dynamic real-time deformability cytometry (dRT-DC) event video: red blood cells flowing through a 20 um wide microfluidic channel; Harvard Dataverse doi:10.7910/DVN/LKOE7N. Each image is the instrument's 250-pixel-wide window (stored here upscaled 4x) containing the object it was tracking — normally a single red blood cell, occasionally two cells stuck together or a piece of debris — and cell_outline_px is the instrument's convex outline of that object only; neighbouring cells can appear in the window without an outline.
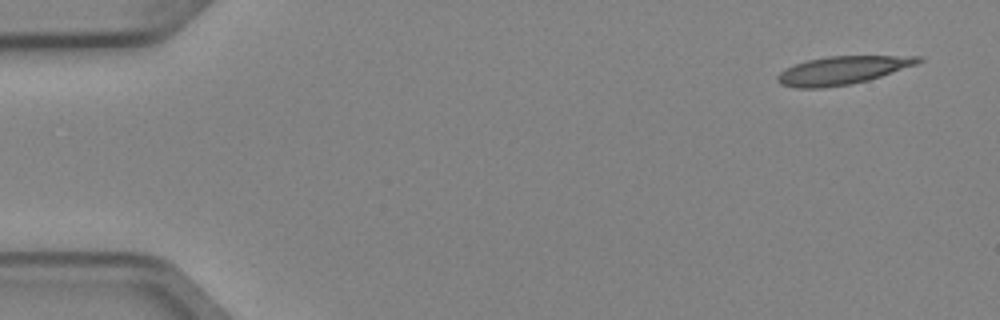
{"species": "Egyptian fruit bat (a non-hibernating species)", "species_latin": "Rousettus aegyptiacus", "temperature_condition": "cold", "stored_images_in_passage": 6, "camera_frame_rate_fps": 3000, "um_per_image_px": 0.085, "animal": {"sex": "female"}, "frame": {"image": 1, "passage_image": 1, "time_ms": 0.0, "image_size_px": [1000, 320], "cell_outline_px": [[924, 60], [916, 64], [868, 80], [848, 84], [824, 88], [796, 88], [780, 84], [776, 80], [776, 76], [784, 68], [808, 60], [828, 56], [920, 56]], "centroid_in_image_um": [71.55, 5.98], "position_along_channel_um": 13.5, "area_um2": 22.89}}
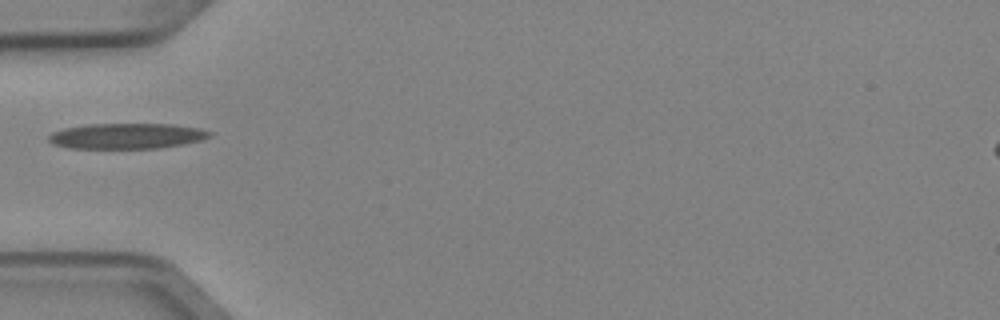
{"frame": {"image": 2, "passage_image": 5, "time_ms": 1.333, "image_size_px": [1000, 320], "cell_outline_px": [[212, 136], [200, 140], [184, 144], [160, 148], [68, 148], [52, 144], [48, 140], [48, 136], [52, 132], [64, 128], [88, 124], [172, 124], [200, 128], [212, 132]], "centroid_in_image_um": [10.77, 11.56], "position_along_channel_um": 74.2, "area_um2": 24.04}}
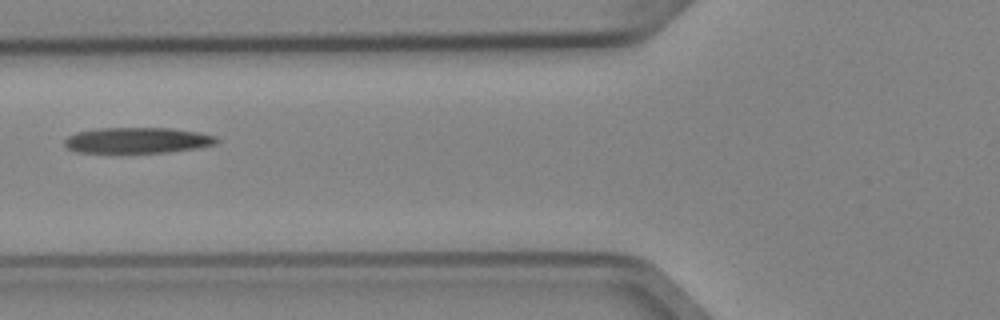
{"frame": {"image": 3, "passage_image": 6, "time_ms": 1.667, "image_size_px": [1000, 320], "cell_outline_px": [[220, 140], [216, 144], [196, 148], [168, 152], [76, 152], [68, 148], [64, 144], [64, 140], [68, 136], [76, 132], [96, 128], [172, 128], [200, 132], [216, 136]], "centroid_in_image_um": [11.7, 11.91], "position_along_channel_um": 114.1, "area_um2": 22.89}}